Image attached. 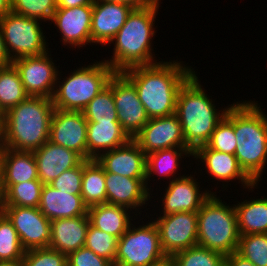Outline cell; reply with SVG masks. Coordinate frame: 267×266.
Returning a JSON list of instances; mask_svg holds the SVG:
<instances>
[{"mask_svg": "<svg viewBox=\"0 0 267 266\" xmlns=\"http://www.w3.org/2000/svg\"><path fill=\"white\" fill-rule=\"evenodd\" d=\"M51 98L28 96L1 118L0 147L33 152L49 141Z\"/></svg>", "mask_w": 267, "mask_h": 266, "instance_id": "cell-2", "label": "cell"}, {"mask_svg": "<svg viewBox=\"0 0 267 266\" xmlns=\"http://www.w3.org/2000/svg\"><path fill=\"white\" fill-rule=\"evenodd\" d=\"M43 185L39 179L0 184V206L38 207Z\"/></svg>", "mask_w": 267, "mask_h": 266, "instance_id": "cell-29", "label": "cell"}, {"mask_svg": "<svg viewBox=\"0 0 267 266\" xmlns=\"http://www.w3.org/2000/svg\"><path fill=\"white\" fill-rule=\"evenodd\" d=\"M113 92L118 121L133 139L150 120L134 84L122 73L115 72L107 84Z\"/></svg>", "mask_w": 267, "mask_h": 266, "instance_id": "cell-10", "label": "cell"}, {"mask_svg": "<svg viewBox=\"0 0 267 266\" xmlns=\"http://www.w3.org/2000/svg\"><path fill=\"white\" fill-rule=\"evenodd\" d=\"M240 235L267 233V199H256L235 205Z\"/></svg>", "mask_w": 267, "mask_h": 266, "instance_id": "cell-28", "label": "cell"}, {"mask_svg": "<svg viewBox=\"0 0 267 266\" xmlns=\"http://www.w3.org/2000/svg\"><path fill=\"white\" fill-rule=\"evenodd\" d=\"M193 177L185 176L172 180L166 189L163 206L164 215L179 212H198L203 202L211 195L199 193V187Z\"/></svg>", "mask_w": 267, "mask_h": 266, "instance_id": "cell-21", "label": "cell"}, {"mask_svg": "<svg viewBox=\"0 0 267 266\" xmlns=\"http://www.w3.org/2000/svg\"><path fill=\"white\" fill-rule=\"evenodd\" d=\"M28 97L18 71L11 64L0 67V120L9 109Z\"/></svg>", "mask_w": 267, "mask_h": 266, "instance_id": "cell-31", "label": "cell"}, {"mask_svg": "<svg viewBox=\"0 0 267 266\" xmlns=\"http://www.w3.org/2000/svg\"><path fill=\"white\" fill-rule=\"evenodd\" d=\"M159 4L148 7L134 8L125 24L117 32L112 60L105 62L114 72H123L136 66H148L153 63L150 48L151 37L154 36L153 22Z\"/></svg>", "mask_w": 267, "mask_h": 266, "instance_id": "cell-5", "label": "cell"}, {"mask_svg": "<svg viewBox=\"0 0 267 266\" xmlns=\"http://www.w3.org/2000/svg\"><path fill=\"white\" fill-rule=\"evenodd\" d=\"M49 141L73 150L87 160V120L83 112L54 109Z\"/></svg>", "mask_w": 267, "mask_h": 266, "instance_id": "cell-14", "label": "cell"}, {"mask_svg": "<svg viewBox=\"0 0 267 266\" xmlns=\"http://www.w3.org/2000/svg\"><path fill=\"white\" fill-rule=\"evenodd\" d=\"M236 252L254 266H267V233L240 235Z\"/></svg>", "mask_w": 267, "mask_h": 266, "instance_id": "cell-36", "label": "cell"}, {"mask_svg": "<svg viewBox=\"0 0 267 266\" xmlns=\"http://www.w3.org/2000/svg\"><path fill=\"white\" fill-rule=\"evenodd\" d=\"M195 158H201L202 162L208 168L209 174L213 175L217 179L221 180H241L242 184H245L248 188H253L255 183L244 173L240 168L235 155L224 153L221 151H215L210 149L207 145L198 147L193 155Z\"/></svg>", "mask_w": 267, "mask_h": 266, "instance_id": "cell-25", "label": "cell"}, {"mask_svg": "<svg viewBox=\"0 0 267 266\" xmlns=\"http://www.w3.org/2000/svg\"><path fill=\"white\" fill-rule=\"evenodd\" d=\"M83 161L76 167L64 171L58 178L49 183L53 188L65 193L81 195Z\"/></svg>", "mask_w": 267, "mask_h": 266, "instance_id": "cell-41", "label": "cell"}, {"mask_svg": "<svg viewBox=\"0 0 267 266\" xmlns=\"http://www.w3.org/2000/svg\"><path fill=\"white\" fill-rule=\"evenodd\" d=\"M89 225L88 214L52 220L49 247L66 255L84 247Z\"/></svg>", "mask_w": 267, "mask_h": 266, "instance_id": "cell-23", "label": "cell"}, {"mask_svg": "<svg viewBox=\"0 0 267 266\" xmlns=\"http://www.w3.org/2000/svg\"><path fill=\"white\" fill-rule=\"evenodd\" d=\"M127 210L123 206L103 203L88 207L87 214L93 227L119 239L132 225Z\"/></svg>", "mask_w": 267, "mask_h": 266, "instance_id": "cell-27", "label": "cell"}, {"mask_svg": "<svg viewBox=\"0 0 267 266\" xmlns=\"http://www.w3.org/2000/svg\"><path fill=\"white\" fill-rule=\"evenodd\" d=\"M37 162L39 180L49 184L64 171L78 166L84 159L73 150L47 141L42 147L33 151Z\"/></svg>", "mask_w": 267, "mask_h": 266, "instance_id": "cell-19", "label": "cell"}, {"mask_svg": "<svg viewBox=\"0 0 267 266\" xmlns=\"http://www.w3.org/2000/svg\"><path fill=\"white\" fill-rule=\"evenodd\" d=\"M95 0H57V8H73L77 6L93 5Z\"/></svg>", "mask_w": 267, "mask_h": 266, "instance_id": "cell-44", "label": "cell"}, {"mask_svg": "<svg viewBox=\"0 0 267 266\" xmlns=\"http://www.w3.org/2000/svg\"><path fill=\"white\" fill-rule=\"evenodd\" d=\"M87 122L119 123L112 89L107 85L82 111Z\"/></svg>", "mask_w": 267, "mask_h": 266, "instance_id": "cell-33", "label": "cell"}, {"mask_svg": "<svg viewBox=\"0 0 267 266\" xmlns=\"http://www.w3.org/2000/svg\"><path fill=\"white\" fill-rule=\"evenodd\" d=\"M158 228L160 244L166 255H173L198 245L197 212H179L159 217L154 222Z\"/></svg>", "mask_w": 267, "mask_h": 266, "instance_id": "cell-12", "label": "cell"}, {"mask_svg": "<svg viewBox=\"0 0 267 266\" xmlns=\"http://www.w3.org/2000/svg\"><path fill=\"white\" fill-rule=\"evenodd\" d=\"M210 149L234 155L237 147L233 125L224 117L213 131L209 142Z\"/></svg>", "mask_w": 267, "mask_h": 266, "instance_id": "cell-39", "label": "cell"}, {"mask_svg": "<svg viewBox=\"0 0 267 266\" xmlns=\"http://www.w3.org/2000/svg\"><path fill=\"white\" fill-rule=\"evenodd\" d=\"M148 266H175L172 255H165L161 259L151 263Z\"/></svg>", "mask_w": 267, "mask_h": 266, "instance_id": "cell-47", "label": "cell"}, {"mask_svg": "<svg viewBox=\"0 0 267 266\" xmlns=\"http://www.w3.org/2000/svg\"><path fill=\"white\" fill-rule=\"evenodd\" d=\"M133 140L146 155L173 147L188 148L185 144L181 123L176 114L151 118Z\"/></svg>", "mask_w": 267, "mask_h": 266, "instance_id": "cell-15", "label": "cell"}, {"mask_svg": "<svg viewBox=\"0 0 267 266\" xmlns=\"http://www.w3.org/2000/svg\"><path fill=\"white\" fill-rule=\"evenodd\" d=\"M255 103H236L227 108L225 118L233 125L240 168L257 185L267 160V116Z\"/></svg>", "mask_w": 267, "mask_h": 266, "instance_id": "cell-3", "label": "cell"}, {"mask_svg": "<svg viewBox=\"0 0 267 266\" xmlns=\"http://www.w3.org/2000/svg\"><path fill=\"white\" fill-rule=\"evenodd\" d=\"M81 196L87 207L106 203L105 171L96 159L83 160Z\"/></svg>", "mask_w": 267, "mask_h": 266, "instance_id": "cell-30", "label": "cell"}, {"mask_svg": "<svg viewBox=\"0 0 267 266\" xmlns=\"http://www.w3.org/2000/svg\"><path fill=\"white\" fill-rule=\"evenodd\" d=\"M122 73L136 87L139 100L151 119L176 113L179 90L195 72L173 61L136 66Z\"/></svg>", "mask_w": 267, "mask_h": 266, "instance_id": "cell-1", "label": "cell"}, {"mask_svg": "<svg viewBox=\"0 0 267 266\" xmlns=\"http://www.w3.org/2000/svg\"><path fill=\"white\" fill-rule=\"evenodd\" d=\"M114 73L113 69L102 61L77 69L54 91L51 98L54 108L82 112L107 86Z\"/></svg>", "mask_w": 267, "mask_h": 266, "instance_id": "cell-7", "label": "cell"}, {"mask_svg": "<svg viewBox=\"0 0 267 266\" xmlns=\"http://www.w3.org/2000/svg\"><path fill=\"white\" fill-rule=\"evenodd\" d=\"M47 54L18 58L11 63L18 71L28 96L52 98L54 94L58 72Z\"/></svg>", "mask_w": 267, "mask_h": 266, "instance_id": "cell-13", "label": "cell"}, {"mask_svg": "<svg viewBox=\"0 0 267 266\" xmlns=\"http://www.w3.org/2000/svg\"><path fill=\"white\" fill-rule=\"evenodd\" d=\"M93 5L57 8L52 21L59 28L64 45L80 46L91 43Z\"/></svg>", "mask_w": 267, "mask_h": 266, "instance_id": "cell-18", "label": "cell"}, {"mask_svg": "<svg viewBox=\"0 0 267 266\" xmlns=\"http://www.w3.org/2000/svg\"><path fill=\"white\" fill-rule=\"evenodd\" d=\"M216 110L194 73L179 90L175 113L182 126L185 144L192 152L209 142L227 108L221 114Z\"/></svg>", "mask_w": 267, "mask_h": 266, "instance_id": "cell-4", "label": "cell"}, {"mask_svg": "<svg viewBox=\"0 0 267 266\" xmlns=\"http://www.w3.org/2000/svg\"><path fill=\"white\" fill-rule=\"evenodd\" d=\"M67 266H113V264L84 246L67 255Z\"/></svg>", "mask_w": 267, "mask_h": 266, "instance_id": "cell-42", "label": "cell"}, {"mask_svg": "<svg viewBox=\"0 0 267 266\" xmlns=\"http://www.w3.org/2000/svg\"><path fill=\"white\" fill-rule=\"evenodd\" d=\"M24 253L12 222L0 210V261H21Z\"/></svg>", "mask_w": 267, "mask_h": 266, "instance_id": "cell-35", "label": "cell"}, {"mask_svg": "<svg viewBox=\"0 0 267 266\" xmlns=\"http://www.w3.org/2000/svg\"><path fill=\"white\" fill-rule=\"evenodd\" d=\"M11 63H12V60L6 51L4 39H3L2 32L0 29V67L9 66L11 65Z\"/></svg>", "mask_w": 267, "mask_h": 266, "instance_id": "cell-46", "label": "cell"}, {"mask_svg": "<svg viewBox=\"0 0 267 266\" xmlns=\"http://www.w3.org/2000/svg\"><path fill=\"white\" fill-rule=\"evenodd\" d=\"M38 21L12 11L0 19L6 51L12 61L46 53L45 37ZM11 52L13 55L15 52V55Z\"/></svg>", "mask_w": 267, "mask_h": 266, "instance_id": "cell-9", "label": "cell"}, {"mask_svg": "<svg viewBox=\"0 0 267 266\" xmlns=\"http://www.w3.org/2000/svg\"><path fill=\"white\" fill-rule=\"evenodd\" d=\"M197 242L200 247L224 256L237 250L240 240L235 207L230 208L211 194L197 212Z\"/></svg>", "mask_w": 267, "mask_h": 266, "instance_id": "cell-6", "label": "cell"}, {"mask_svg": "<svg viewBox=\"0 0 267 266\" xmlns=\"http://www.w3.org/2000/svg\"><path fill=\"white\" fill-rule=\"evenodd\" d=\"M38 208L50 221L85 216L88 213L81 195L61 192L49 184L43 185Z\"/></svg>", "mask_w": 267, "mask_h": 266, "instance_id": "cell-22", "label": "cell"}, {"mask_svg": "<svg viewBox=\"0 0 267 266\" xmlns=\"http://www.w3.org/2000/svg\"><path fill=\"white\" fill-rule=\"evenodd\" d=\"M134 9L128 3L95 0L91 21V42H112Z\"/></svg>", "mask_w": 267, "mask_h": 266, "instance_id": "cell-16", "label": "cell"}, {"mask_svg": "<svg viewBox=\"0 0 267 266\" xmlns=\"http://www.w3.org/2000/svg\"><path fill=\"white\" fill-rule=\"evenodd\" d=\"M0 266H22V261H0Z\"/></svg>", "mask_w": 267, "mask_h": 266, "instance_id": "cell-49", "label": "cell"}, {"mask_svg": "<svg viewBox=\"0 0 267 266\" xmlns=\"http://www.w3.org/2000/svg\"><path fill=\"white\" fill-rule=\"evenodd\" d=\"M176 148L177 147L158 150L146 155V186L147 181L150 179L152 172L158 173L160 175H165V177H169V175L175 173V170L178 169L177 167L179 165V157H181L182 154L193 155V152L189 148H179V150H176Z\"/></svg>", "mask_w": 267, "mask_h": 266, "instance_id": "cell-32", "label": "cell"}, {"mask_svg": "<svg viewBox=\"0 0 267 266\" xmlns=\"http://www.w3.org/2000/svg\"><path fill=\"white\" fill-rule=\"evenodd\" d=\"M118 238L93 227L87 229L85 247L91 249L96 255L109 260L113 266L116 256Z\"/></svg>", "mask_w": 267, "mask_h": 266, "instance_id": "cell-37", "label": "cell"}, {"mask_svg": "<svg viewBox=\"0 0 267 266\" xmlns=\"http://www.w3.org/2000/svg\"><path fill=\"white\" fill-rule=\"evenodd\" d=\"M106 203L134 208L142 206L150 196L146 178H129L105 172Z\"/></svg>", "mask_w": 267, "mask_h": 266, "instance_id": "cell-20", "label": "cell"}, {"mask_svg": "<svg viewBox=\"0 0 267 266\" xmlns=\"http://www.w3.org/2000/svg\"><path fill=\"white\" fill-rule=\"evenodd\" d=\"M22 266H67V255L53 248L27 250L21 260Z\"/></svg>", "mask_w": 267, "mask_h": 266, "instance_id": "cell-40", "label": "cell"}, {"mask_svg": "<svg viewBox=\"0 0 267 266\" xmlns=\"http://www.w3.org/2000/svg\"><path fill=\"white\" fill-rule=\"evenodd\" d=\"M100 1L128 3L134 8L148 7L159 3V0H100Z\"/></svg>", "mask_w": 267, "mask_h": 266, "instance_id": "cell-45", "label": "cell"}, {"mask_svg": "<svg viewBox=\"0 0 267 266\" xmlns=\"http://www.w3.org/2000/svg\"><path fill=\"white\" fill-rule=\"evenodd\" d=\"M96 160L105 172L129 178H146L147 176L146 154L133 139L123 146L100 153Z\"/></svg>", "mask_w": 267, "mask_h": 266, "instance_id": "cell-17", "label": "cell"}, {"mask_svg": "<svg viewBox=\"0 0 267 266\" xmlns=\"http://www.w3.org/2000/svg\"><path fill=\"white\" fill-rule=\"evenodd\" d=\"M175 266H225V256L199 245L172 255Z\"/></svg>", "mask_w": 267, "mask_h": 266, "instance_id": "cell-34", "label": "cell"}, {"mask_svg": "<svg viewBox=\"0 0 267 266\" xmlns=\"http://www.w3.org/2000/svg\"><path fill=\"white\" fill-rule=\"evenodd\" d=\"M36 179L39 177L33 152L0 147V184H18Z\"/></svg>", "mask_w": 267, "mask_h": 266, "instance_id": "cell-24", "label": "cell"}, {"mask_svg": "<svg viewBox=\"0 0 267 266\" xmlns=\"http://www.w3.org/2000/svg\"><path fill=\"white\" fill-rule=\"evenodd\" d=\"M129 140L120 123L87 122V160L96 159L102 150H113Z\"/></svg>", "mask_w": 267, "mask_h": 266, "instance_id": "cell-26", "label": "cell"}, {"mask_svg": "<svg viewBox=\"0 0 267 266\" xmlns=\"http://www.w3.org/2000/svg\"><path fill=\"white\" fill-rule=\"evenodd\" d=\"M11 12V0H0V19Z\"/></svg>", "mask_w": 267, "mask_h": 266, "instance_id": "cell-48", "label": "cell"}, {"mask_svg": "<svg viewBox=\"0 0 267 266\" xmlns=\"http://www.w3.org/2000/svg\"><path fill=\"white\" fill-rule=\"evenodd\" d=\"M0 210L12 222L25 251L49 247L51 221L38 207L0 206Z\"/></svg>", "mask_w": 267, "mask_h": 266, "instance_id": "cell-11", "label": "cell"}, {"mask_svg": "<svg viewBox=\"0 0 267 266\" xmlns=\"http://www.w3.org/2000/svg\"><path fill=\"white\" fill-rule=\"evenodd\" d=\"M225 266H254L248 259L236 251L225 256Z\"/></svg>", "mask_w": 267, "mask_h": 266, "instance_id": "cell-43", "label": "cell"}, {"mask_svg": "<svg viewBox=\"0 0 267 266\" xmlns=\"http://www.w3.org/2000/svg\"><path fill=\"white\" fill-rule=\"evenodd\" d=\"M57 0H11V11L32 19L51 20Z\"/></svg>", "mask_w": 267, "mask_h": 266, "instance_id": "cell-38", "label": "cell"}, {"mask_svg": "<svg viewBox=\"0 0 267 266\" xmlns=\"http://www.w3.org/2000/svg\"><path fill=\"white\" fill-rule=\"evenodd\" d=\"M166 254L154 222L129 229L118 239L114 266H148Z\"/></svg>", "mask_w": 267, "mask_h": 266, "instance_id": "cell-8", "label": "cell"}]
</instances>
